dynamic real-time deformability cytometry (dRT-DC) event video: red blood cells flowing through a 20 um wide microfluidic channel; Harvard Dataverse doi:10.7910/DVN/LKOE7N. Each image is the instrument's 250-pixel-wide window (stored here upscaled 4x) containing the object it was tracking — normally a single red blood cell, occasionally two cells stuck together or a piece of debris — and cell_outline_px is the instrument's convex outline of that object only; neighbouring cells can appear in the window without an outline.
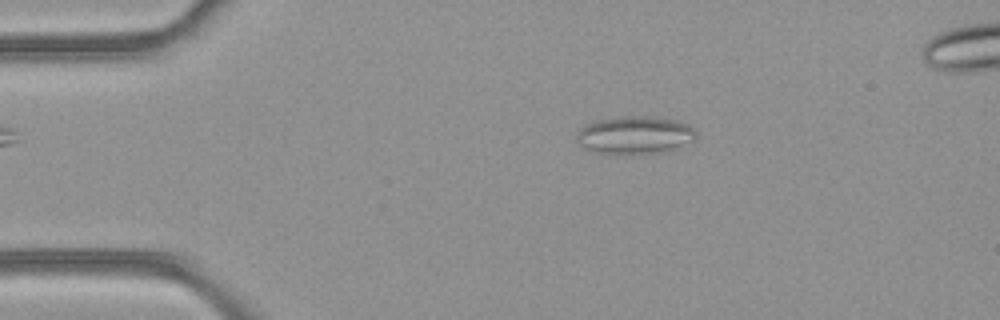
{"species": "common noctule bat (a hibernating species)", "species_latin": "Nyctalus noctula", "temperature_condition": "room temperature", "stored_images_in_passage": 46, "camera_frame_rate_fps": 3000, "um_per_image_px": 0.085, "animal": {"sex": "female", "body_mass_g": 21.9}, "frame": {"image": 1, "passage_image": 7, "time_ms": 2.0, "image_size_px": [1000, 320], "cell_outline_px": [[696, 140], [660, 152], [596, 152], [580, 144], [576, 140], [576, 132], [580, 128], [588, 124], [600, 120], [624, 116], [652, 116], [680, 120], [688, 124], [696, 132]], "centroid_in_image_um": [54.0, 11.43], "position_along_channel_um": 31.0, "area_um2": 25.61}}
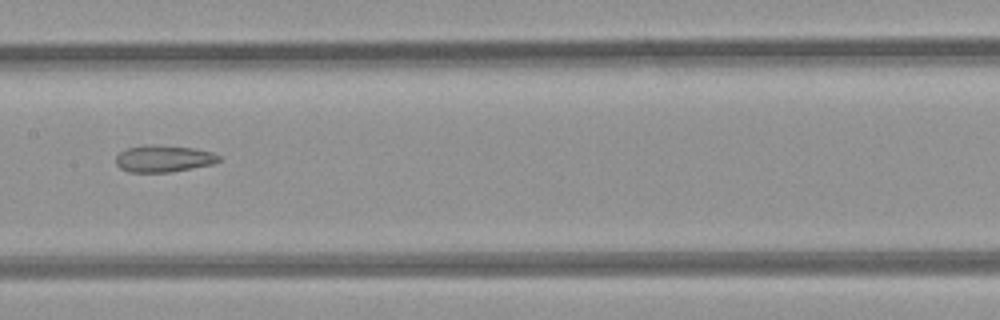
{"frame": {"image": 2, "passage_image": 22, "time_ms": 7.0, "image_size_px": [1000, 320], "cell_outline_px": [[220, 160], [212, 164], [172, 172], [128, 172], [120, 168], [116, 164], [116, 156], [120, 152], [128, 148], [144, 144], [152, 144], [196, 148], [212, 152], [220, 156]], "centroid_in_image_um": [13.9, 13.47], "position_along_channel_um": 193.5, "area_um2": 16.24}}
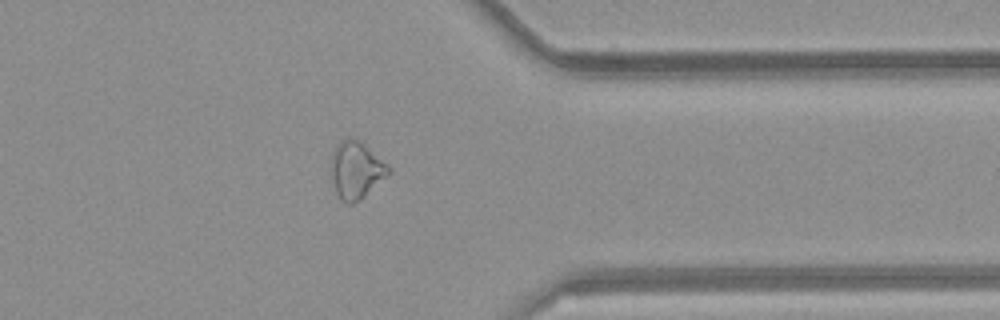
{"frame": {"image": 3, "passage_image": 36, "time_ms": 11.667, "image_size_px": [1000, 320], "cell_outline_px": [[392, 172], [388, 176], [360, 200], [352, 204], [348, 204], [340, 200], [336, 192], [332, 176], [332, 152], [348, 136], [352, 136], [364, 144], [392, 168]], "centroid_in_image_um": [30.31, 14.48], "position_along_channel_um": 381.1, "area_um2": 19.02}}